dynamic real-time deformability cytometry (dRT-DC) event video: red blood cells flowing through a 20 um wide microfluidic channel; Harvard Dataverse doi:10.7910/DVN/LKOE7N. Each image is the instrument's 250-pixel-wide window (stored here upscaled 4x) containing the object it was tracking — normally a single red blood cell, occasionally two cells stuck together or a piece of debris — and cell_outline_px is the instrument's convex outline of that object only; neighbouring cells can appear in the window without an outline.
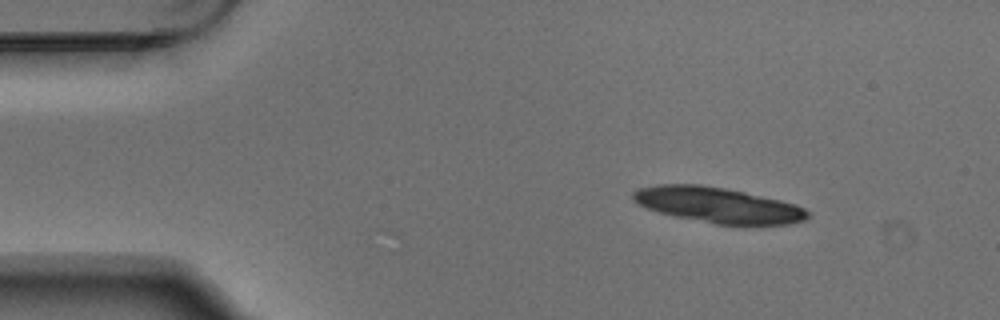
{"species": "Egyptian fruit bat (a non-hibernating species)", "species_latin": "Rousettus aegyptiacus", "temperature_condition": "warm", "stored_images_in_passage": 7, "camera_frame_rate_fps": 3000, "um_per_image_px": 0.085, "animal": {"sex": "male"}, "frame": {"image": 1, "passage_image": 1, "time_ms": 0.0, "image_size_px": [1000, 320], "cell_outline_px": [[812, 212], [804, 220], [788, 224], [744, 228], [716, 224], [672, 216], [648, 208], [632, 200], [632, 192], [636, 188], [660, 184], [700, 184], [724, 188], [744, 192], [780, 200], [796, 204]], "centroid_in_image_um": [61.08, 17.47], "position_along_channel_um": 23.9, "area_um2": 36.99}}
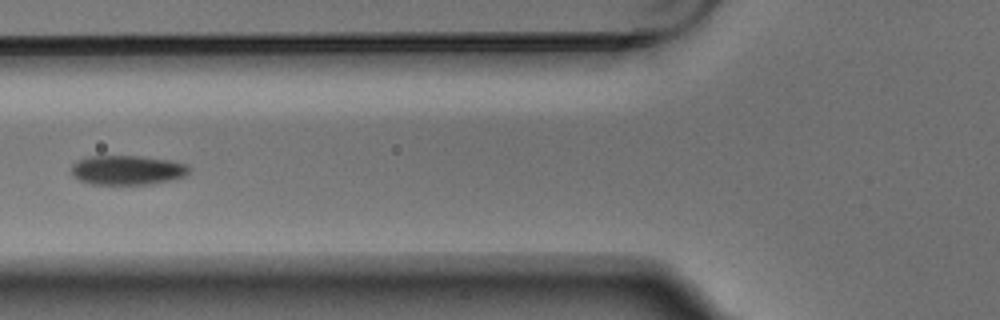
{"frame": {"image": 2, "passage_image": 4, "time_ms": 1.0, "image_size_px": [1000, 320], "cell_outline_px": [[192, 168], [184, 176], [172, 180], [152, 184], [88, 184], [72, 176], [72, 164], [88, 156], [140, 156], [172, 160], [188, 164]], "centroid_in_image_um": [10.86, 14.46], "position_along_channel_um": 114.9, "area_um2": 20.4}}
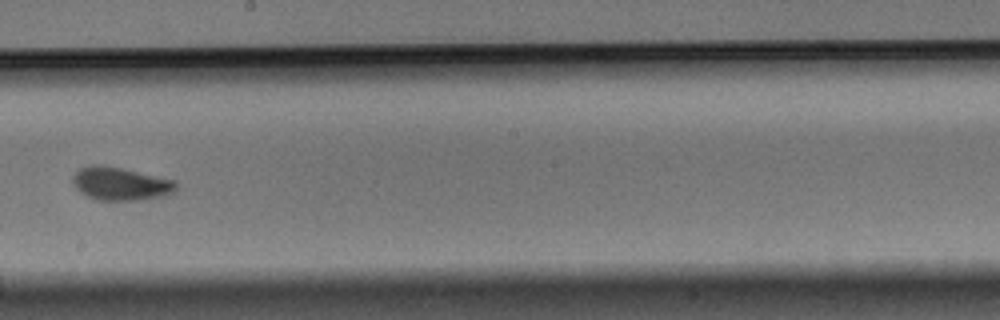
{"frame": {"image": 3, "passage_image": 7, "time_ms": 2.0, "image_size_px": [1000, 320], "cell_outline_px": [[176, 192], [168, 196], [136, 200], [96, 200], [80, 192], [72, 184], [72, 176], [80, 168], [88, 164], [104, 164], [176, 180]], "centroid_in_image_um": [10.25, 15.61], "position_along_channel_um": 238.0, "area_um2": 20.35}}